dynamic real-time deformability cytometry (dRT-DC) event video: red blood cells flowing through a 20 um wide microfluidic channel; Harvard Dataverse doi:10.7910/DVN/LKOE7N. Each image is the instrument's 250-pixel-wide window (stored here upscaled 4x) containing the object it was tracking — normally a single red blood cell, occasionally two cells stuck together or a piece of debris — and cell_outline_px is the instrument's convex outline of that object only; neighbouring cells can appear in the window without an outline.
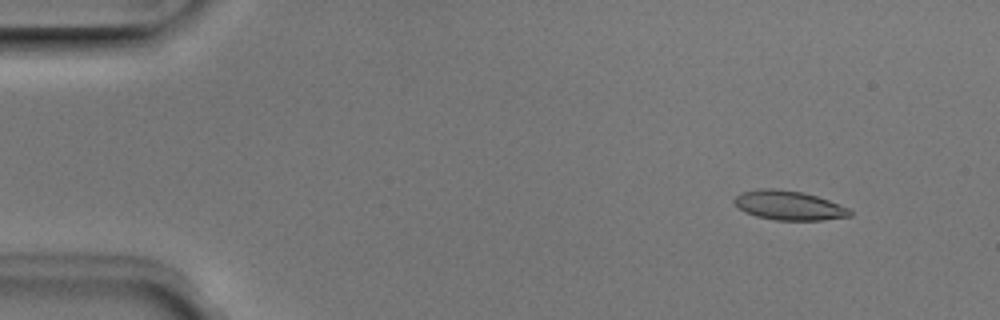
{"species": "Egyptian fruit bat (a non-hibernating species)", "species_latin": "Rousettus aegyptiacus", "temperature_condition": "room temperature", "stored_images_in_passage": 3, "camera_frame_rate_fps": 3000, "um_per_image_px": 0.085, "animal": {"sex": "male"}, "frame": {"image": 1, "passage_image": 1, "time_ms": 0.0, "image_size_px": [1000, 320], "cell_outline_px": [[852, 216], [824, 220], [776, 220], [756, 216], [744, 212], [732, 200], [740, 192], [760, 188], [776, 188], [804, 192], [828, 200], [848, 208], [852, 212]], "centroid_in_image_um": [67.04, 17.45], "position_along_channel_um": 18.0, "area_um2": 19.83}}
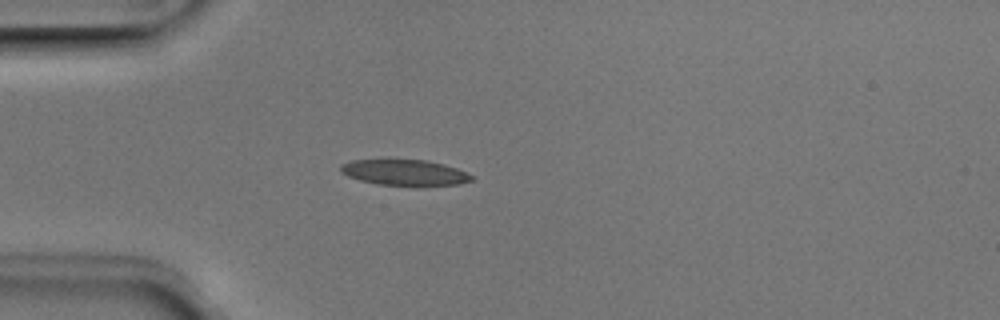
{"frame": {"image": 2, "passage_image": 3, "time_ms": 0.667, "image_size_px": [1000, 320], "cell_outline_px": [[472, 180], [460, 184], [376, 184], [360, 180], [348, 176], [340, 172], [340, 164], [352, 160], [388, 156], [428, 160], [444, 164], [456, 168], [472, 176]], "centroid_in_image_um": [34.27, 14.58], "position_along_channel_um": 50.7, "area_um2": 20.17}}